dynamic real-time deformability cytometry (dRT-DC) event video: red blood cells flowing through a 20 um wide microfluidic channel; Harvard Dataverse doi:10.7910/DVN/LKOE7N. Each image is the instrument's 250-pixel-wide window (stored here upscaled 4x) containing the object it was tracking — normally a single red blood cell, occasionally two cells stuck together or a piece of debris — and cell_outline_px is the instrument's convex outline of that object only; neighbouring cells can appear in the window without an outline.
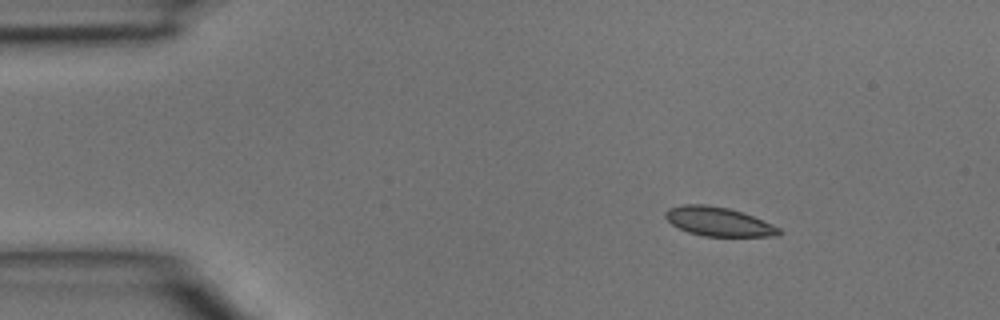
{"species": "common noctule bat (a hibernating species)", "species_latin": "Nyctalus noctula", "temperature_condition": "room temperature", "stored_images_in_passage": 3, "camera_frame_rate_fps": 3000, "um_per_image_px": 0.085, "animal": {"sex": "male", "body_mass_g": 15.6}, "frame": {"image": 1, "passage_image": 1, "time_ms": 0.0, "image_size_px": [1000, 320], "cell_outline_px": [[784, 232], [776, 236], [704, 236], [688, 232], [672, 224], [664, 216], [664, 212], [668, 208], [680, 204], [704, 204], [728, 208], [744, 212], [772, 224], [780, 228]], "centroid_in_image_um": [61.07, 18.83], "position_along_channel_um": 23.9, "area_um2": 19.31}}
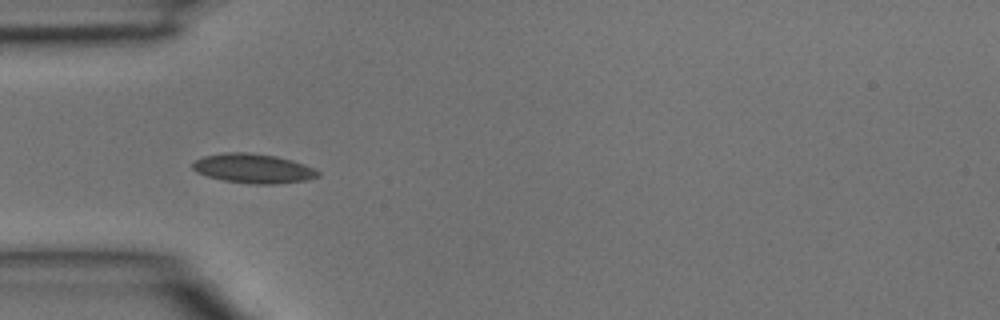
{"frame": {"image": 2, "passage_image": 3, "time_ms": 0.667, "image_size_px": [1000, 320], "cell_outline_px": [[320, 176], [304, 180], [280, 184], [252, 184], [224, 180], [208, 176], [196, 172], [192, 168], [192, 164], [196, 160], [204, 156], [224, 152], [248, 152], [276, 156], [292, 160], [304, 164], [320, 172]], "centroid_in_image_um": [21.53, 14.31], "position_along_channel_um": 63.5, "area_um2": 21.44}}